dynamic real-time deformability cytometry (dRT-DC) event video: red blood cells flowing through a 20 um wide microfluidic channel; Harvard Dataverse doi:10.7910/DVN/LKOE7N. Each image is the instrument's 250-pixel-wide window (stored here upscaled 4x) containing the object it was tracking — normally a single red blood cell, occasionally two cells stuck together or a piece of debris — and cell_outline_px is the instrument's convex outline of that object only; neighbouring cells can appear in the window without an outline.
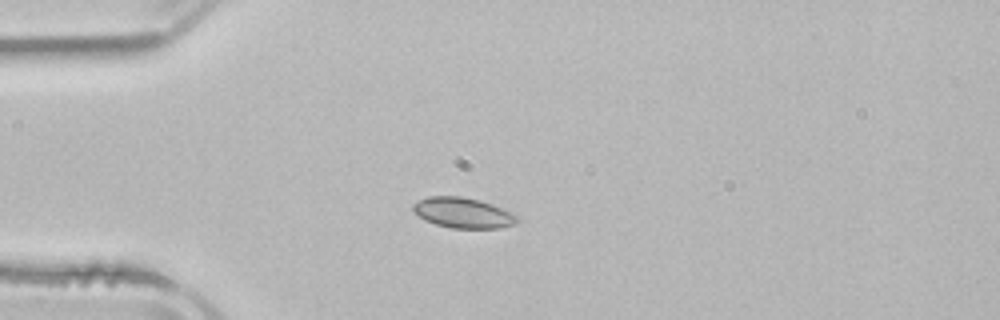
{"species": "common noctule bat (a hibernating species)", "species_latin": "Nyctalus noctula", "temperature_condition": "room temperature", "stored_images_in_passage": 5, "camera_frame_rate_fps": 3000, "um_per_image_px": 0.085, "animal": {"sex": "male", "body_mass_g": 21.5, "forearm_length_mm": 52.0}, "frame": {"image": 1, "passage_image": 3, "time_ms": 2.667, "image_size_px": [1000, 320], "cell_outline_px": [[520, 220], [516, 224], [500, 228], [452, 228], [436, 224], [424, 220], [412, 208], [412, 204], [428, 196], [460, 196], [480, 200], [492, 204], [520, 216]], "centroid_in_image_um": [39.4, 18.09], "position_along_channel_um": 45.6, "area_um2": 18.5}}
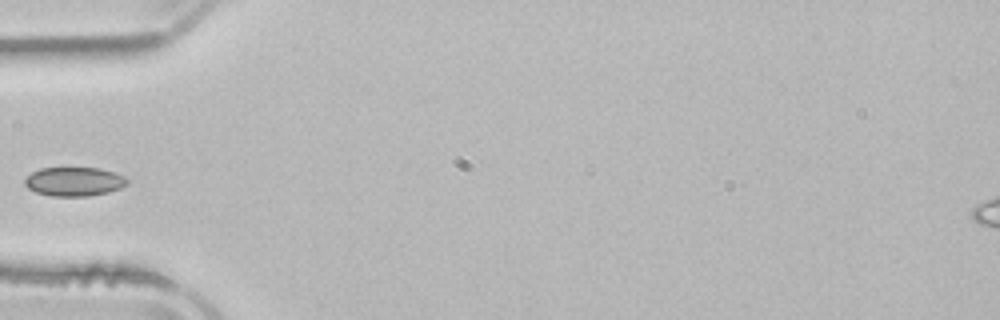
{"frame": {"image": 2, "passage_image": 4, "time_ms": 4.0, "image_size_px": [1000, 320], "cell_outline_px": [[128, 184], [120, 188], [108, 192], [88, 196], [52, 196], [36, 192], [28, 188], [24, 184], [24, 180], [32, 172], [40, 168], [100, 168], [124, 176], [128, 180]], "centroid_in_image_um": [6.3, 15.43], "position_along_channel_um": 78.7, "area_um2": 17.22}}
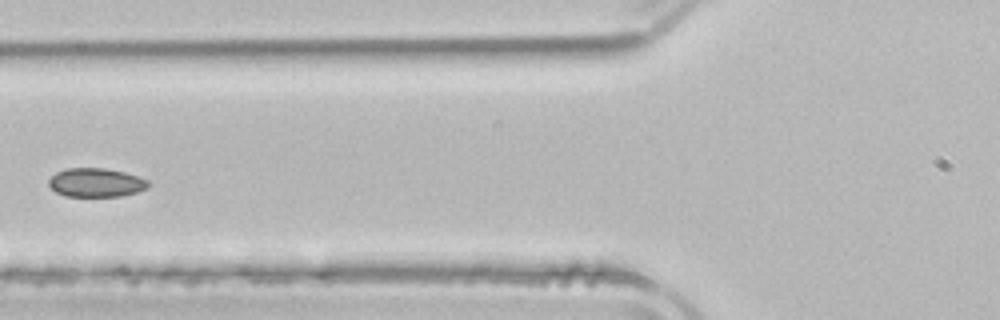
{"frame": {"image": 3, "passage_image": 5, "time_ms": 5.0, "image_size_px": [1000, 320], "cell_outline_px": [[152, 184], [148, 188], [136, 192], [120, 196], [64, 196], [56, 192], [48, 184], [48, 180], [56, 172], [68, 168], [104, 168], [124, 172], [148, 180]], "centroid_in_image_um": [8.17, 15.52], "position_along_channel_um": 117.6, "area_um2": 16.7}}